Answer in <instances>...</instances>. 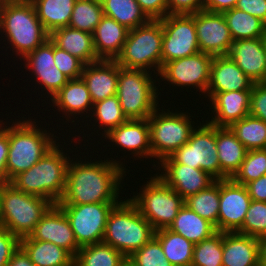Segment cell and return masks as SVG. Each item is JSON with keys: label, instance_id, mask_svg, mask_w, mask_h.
Segmentation results:
<instances>
[{"label": "cell", "instance_id": "484cf974", "mask_svg": "<svg viewBox=\"0 0 266 266\" xmlns=\"http://www.w3.org/2000/svg\"><path fill=\"white\" fill-rule=\"evenodd\" d=\"M223 266H260L259 238L223 232Z\"/></svg>", "mask_w": 266, "mask_h": 266}, {"label": "cell", "instance_id": "d590c367", "mask_svg": "<svg viewBox=\"0 0 266 266\" xmlns=\"http://www.w3.org/2000/svg\"><path fill=\"white\" fill-rule=\"evenodd\" d=\"M101 4L105 16L113 18L129 30L150 20L136 0H101Z\"/></svg>", "mask_w": 266, "mask_h": 266}, {"label": "cell", "instance_id": "ab89813d", "mask_svg": "<svg viewBox=\"0 0 266 266\" xmlns=\"http://www.w3.org/2000/svg\"><path fill=\"white\" fill-rule=\"evenodd\" d=\"M103 16L101 0H76L69 27L93 34Z\"/></svg>", "mask_w": 266, "mask_h": 266}, {"label": "cell", "instance_id": "816d5d0a", "mask_svg": "<svg viewBox=\"0 0 266 266\" xmlns=\"http://www.w3.org/2000/svg\"><path fill=\"white\" fill-rule=\"evenodd\" d=\"M235 8L258 18L266 25V0H238Z\"/></svg>", "mask_w": 266, "mask_h": 266}, {"label": "cell", "instance_id": "7dc6e473", "mask_svg": "<svg viewBox=\"0 0 266 266\" xmlns=\"http://www.w3.org/2000/svg\"><path fill=\"white\" fill-rule=\"evenodd\" d=\"M19 246L20 239L0 225V266H7Z\"/></svg>", "mask_w": 266, "mask_h": 266}, {"label": "cell", "instance_id": "9a60e30c", "mask_svg": "<svg viewBox=\"0 0 266 266\" xmlns=\"http://www.w3.org/2000/svg\"><path fill=\"white\" fill-rule=\"evenodd\" d=\"M199 50L211 56L228 55L234 42L223 13L200 10L194 13Z\"/></svg>", "mask_w": 266, "mask_h": 266}, {"label": "cell", "instance_id": "f907efd6", "mask_svg": "<svg viewBox=\"0 0 266 266\" xmlns=\"http://www.w3.org/2000/svg\"><path fill=\"white\" fill-rule=\"evenodd\" d=\"M168 14H193L203 10L204 0H167Z\"/></svg>", "mask_w": 266, "mask_h": 266}, {"label": "cell", "instance_id": "e0dca14e", "mask_svg": "<svg viewBox=\"0 0 266 266\" xmlns=\"http://www.w3.org/2000/svg\"><path fill=\"white\" fill-rule=\"evenodd\" d=\"M251 198L245 185L231 178L220 180L218 231L237 232L242 226Z\"/></svg>", "mask_w": 266, "mask_h": 266}, {"label": "cell", "instance_id": "4316f807", "mask_svg": "<svg viewBox=\"0 0 266 266\" xmlns=\"http://www.w3.org/2000/svg\"><path fill=\"white\" fill-rule=\"evenodd\" d=\"M129 29L113 18L103 16L93 33L95 52L100 60H116L122 52Z\"/></svg>", "mask_w": 266, "mask_h": 266}, {"label": "cell", "instance_id": "83f0119b", "mask_svg": "<svg viewBox=\"0 0 266 266\" xmlns=\"http://www.w3.org/2000/svg\"><path fill=\"white\" fill-rule=\"evenodd\" d=\"M49 39L62 50L80 59L85 65L98 62L93 34L78 29L61 27L49 34Z\"/></svg>", "mask_w": 266, "mask_h": 266}, {"label": "cell", "instance_id": "8fae6325", "mask_svg": "<svg viewBox=\"0 0 266 266\" xmlns=\"http://www.w3.org/2000/svg\"><path fill=\"white\" fill-rule=\"evenodd\" d=\"M202 124V125H201ZM153 168L156 163H179L193 168L202 169L215 180H220V162L216 147V126L202 120L190 136L189 141L161 162L151 161Z\"/></svg>", "mask_w": 266, "mask_h": 266}, {"label": "cell", "instance_id": "74e56055", "mask_svg": "<svg viewBox=\"0 0 266 266\" xmlns=\"http://www.w3.org/2000/svg\"><path fill=\"white\" fill-rule=\"evenodd\" d=\"M125 259L109 244L99 242L82 246L74 257V266H120Z\"/></svg>", "mask_w": 266, "mask_h": 266}, {"label": "cell", "instance_id": "ee69618b", "mask_svg": "<svg viewBox=\"0 0 266 266\" xmlns=\"http://www.w3.org/2000/svg\"><path fill=\"white\" fill-rule=\"evenodd\" d=\"M137 266H173L165 257L160 242L153 237L130 257Z\"/></svg>", "mask_w": 266, "mask_h": 266}, {"label": "cell", "instance_id": "8d00e7d4", "mask_svg": "<svg viewBox=\"0 0 266 266\" xmlns=\"http://www.w3.org/2000/svg\"><path fill=\"white\" fill-rule=\"evenodd\" d=\"M223 15L234 41L266 37V25L258 18L235 7Z\"/></svg>", "mask_w": 266, "mask_h": 266}, {"label": "cell", "instance_id": "e575fe53", "mask_svg": "<svg viewBox=\"0 0 266 266\" xmlns=\"http://www.w3.org/2000/svg\"><path fill=\"white\" fill-rule=\"evenodd\" d=\"M185 205L200 217L212 223L218 231L220 180H215L206 189L187 197Z\"/></svg>", "mask_w": 266, "mask_h": 266}, {"label": "cell", "instance_id": "4dcf8cb0", "mask_svg": "<svg viewBox=\"0 0 266 266\" xmlns=\"http://www.w3.org/2000/svg\"><path fill=\"white\" fill-rule=\"evenodd\" d=\"M193 244L200 243L217 232L216 227L184 205L168 227Z\"/></svg>", "mask_w": 266, "mask_h": 266}, {"label": "cell", "instance_id": "7402d4cb", "mask_svg": "<svg viewBox=\"0 0 266 266\" xmlns=\"http://www.w3.org/2000/svg\"><path fill=\"white\" fill-rule=\"evenodd\" d=\"M49 101H51L49 103L53 104L52 107L58 108L59 115L61 114L60 111L62 112L68 121V125L69 123H74L79 116L81 118L86 116V119L90 117L94 104L88 87L81 77L70 79Z\"/></svg>", "mask_w": 266, "mask_h": 266}, {"label": "cell", "instance_id": "5bb4252c", "mask_svg": "<svg viewBox=\"0 0 266 266\" xmlns=\"http://www.w3.org/2000/svg\"><path fill=\"white\" fill-rule=\"evenodd\" d=\"M214 56L198 52L192 56L165 63L159 73V82H168L173 87L198 89L202 95L207 92L210 82L211 64ZM161 78V80H160Z\"/></svg>", "mask_w": 266, "mask_h": 266}, {"label": "cell", "instance_id": "681fc988", "mask_svg": "<svg viewBox=\"0 0 266 266\" xmlns=\"http://www.w3.org/2000/svg\"><path fill=\"white\" fill-rule=\"evenodd\" d=\"M7 125H8L7 121L6 123L5 121L3 123V120H0V185L7 183L6 164L9 152Z\"/></svg>", "mask_w": 266, "mask_h": 266}, {"label": "cell", "instance_id": "9c48e42d", "mask_svg": "<svg viewBox=\"0 0 266 266\" xmlns=\"http://www.w3.org/2000/svg\"><path fill=\"white\" fill-rule=\"evenodd\" d=\"M144 182L141 191L133 192L129 200L155 230L168 228L177 217L185 200L169 187L156 173Z\"/></svg>", "mask_w": 266, "mask_h": 266}, {"label": "cell", "instance_id": "3957f363", "mask_svg": "<svg viewBox=\"0 0 266 266\" xmlns=\"http://www.w3.org/2000/svg\"><path fill=\"white\" fill-rule=\"evenodd\" d=\"M59 143L61 142H57L36 164L15 176L9 183L18 190L43 197L56 205L64 195L69 154L74 152L70 148L63 151V146Z\"/></svg>", "mask_w": 266, "mask_h": 266}, {"label": "cell", "instance_id": "f6af8a7d", "mask_svg": "<svg viewBox=\"0 0 266 266\" xmlns=\"http://www.w3.org/2000/svg\"><path fill=\"white\" fill-rule=\"evenodd\" d=\"M53 57L56 67L69 79H77L82 75L84 63L53 43Z\"/></svg>", "mask_w": 266, "mask_h": 266}, {"label": "cell", "instance_id": "6da1fadb", "mask_svg": "<svg viewBox=\"0 0 266 266\" xmlns=\"http://www.w3.org/2000/svg\"><path fill=\"white\" fill-rule=\"evenodd\" d=\"M105 157L96 161L86 158L88 161L85 159L84 162L78 158L75 161L74 158L70 159L65 192L57 205L120 203L122 198L119 192L123 189L122 183L128 168L115 157L106 160Z\"/></svg>", "mask_w": 266, "mask_h": 266}, {"label": "cell", "instance_id": "277c9868", "mask_svg": "<svg viewBox=\"0 0 266 266\" xmlns=\"http://www.w3.org/2000/svg\"><path fill=\"white\" fill-rule=\"evenodd\" d=\"M24 116L26 115H23L21 120L15 119L11 126V122L8 121L7 183L31 168L57 143L55 138L58 137L49 131V126L47 131L45 127L42 128L41 125L39 127V124H36L37 119L32 121L31 117L26 119Z\"/></svg>", "mask_w": 266, "mask_h": 266}, {"label": "cell", "instance_id": "52a82bcc", "mask_svg": "<svg viewBox=\"0 0 266 266\" xmlns=\"http://www.w3.org/2000/svg\"><path fill=\"white\" fill-rule=\"evenodd\" d=\"M152 77V71L120 66L116 95L127 119H147L160 106V83Z\"/></svg>", "mask_w": 266, "mask_h": 266}, {"label": "cell", "instance_id": "bcb514c9", "mask_svg": "<svg viewBox=\"0 0 266 266\" xmlns=\"http://www.w3.org/2000/svg\"><path fill=\"white\" fill-rule=\"evenodd\" d=\"M249 114L266 122V82L253 84Z\"/></svg>", "mask_w": 266, "mask_h": 266}, {"label": "cell", "instance_id": "d6986e66", "mask_svg": "<svg viewBox=\"0 0 266 266\" xmlns=\"http://www.w3.org/2000/svg\"><path fill=\"white\" fill-rule=\"evenodd\" d=\"M104 138L106 141L108 139L110 144L114 143V147L118 149L121 147L119 152L124 149H126L124 152H131L128 154L134 157L133 160L152 158L148 118L128 119L125 123L111 130Z\"/></svg>", "mask_w": 266, "mask_h": 266}, {"label": "cell", "instance_id": "f35d334b", "mask_svg": "<svg viewBox=\"0 0 266 266\" xmlns=\"http://www.w3.org/2000/svg\"><path fill=\"white\" fill-rule=\"evenodd\" d=\"M229 128L248 151L266 149V122L263 120L249 114Z\"/></svg>", "mask_w": 266, "mask_h": 266}, {"label": "cell", "instance_id": "2e32d148", "mask_svg": "<svg viewBox=\"0 0 266 266\" xmlns=\"http://www.w3.org/2000/svg\"><path fill=\"white\" fill-rule=\"evenodd\" d=\"M25 69L31 72L33 76L30 78L35 81V85H38L43 90L46 91L47 98H52L70 79L65 76L55 65L53 57V42L47 39L42 45L38 46L34 51L28 53L21 61ZM26 66V67H25ZM31 70V71H30ZM50 93V95H49ZM50 96V97H49Z\"/></svg>", "mask_w": 266, "mask_h": 266}, {"label": "cell", "instance_id": "7c38bea8", "mask_svg": "<svg viewBox=\"0 0 266 266\" xmlns=\"http://www.w3.org/2000/svg\"><path fill=\"white\" fill-rule=\"evenodd\" d=\"M160 21L163 33L162 66L167 62L200 52L194 13L168 14Z\"/></svg>", "mask_w": 266, "mask_h": 266}, {"label": "cell", "instance_id": "7bdbcfd3", "mask_svg": "<svg viewBox=\"0 0 266 266\" xmlns=\"http://www.w3.org/2000/svg\"><path fill=\"white\" fill-rule=\"evenodd\" d=\"M237 233L256 238L266 235V202L251 200L243 226Z\"/></svg>", "mask_w": 266, "mask_h": 266}, {"label": "cell", "instance_id": "4fadbf2b", "mask_svg": "<svg viewBox=\"0 0 266 266\" xmlns=\"http://www.w3.org/2000/svg\"><path fill=\"white\" fill-rule=\"evenodd\" d=\"M118 203L58 205L70 221L77 244L102 242L110 212Z\"/></svg>", "mask_w": 266, "mask_h": 266}, {"label": "cell", "instance_id": "603a6c76", "mask_svg": "<svg viewBox=\"0 0 266 266\" xmlns=\"http://www.w3.org/2000/svg\"><path fill=\"white\" fill-rule=\"evenodd\" d=\"M251 90H238L216 93L210 100L211 121L216 127H230L233 123L243 119L250 112ZM212 102V103H211Z\"/></svg>", "mask_w": 266, "mask_h": 266}, {"label": "cell", "instance_id": "f1b7e54d", "mask_svg": "<svg viewBox=\"0 0 266 266\" xmlns=\"http://www.w3.org/2000/svg\"><path fill=\"white\" fill-rule=\"evenodd\" d=\"M216 147L220 180L230 179L239 170L248 150L229 127H216Z\"/></svg>", "mask_w": 266, "mask_h": 266}, {"label": "cell", "instance_id": "11a10c76", "mask_svg": "<svg viewBox=\"0 0 266 266\" xmlns=\"http://www.w3.org/2000/svg\"><path fill=\"white\" fill-rule=\"evenodd\" d=\"M7 266H35V264L30 260L24 249L19 246L13 253V256L9 260Z\"/></svg>", "mask_w": 266, "mask_h": 266}, {"label": "cell", "instance_id": "680465c9", "mask_svg": "<svg viewBox=\"0 0 266 266\" xmlns=\"http://www.w3.org/2000/svg\"><path fill=\"white\" fill-rule=\"evenodd\" d=\"M265 55H266V37H265Z\"/></svg>", "mask_w": 266, "mask_h": 266}, {"label": "cell", "instance_id": "d4e9b609", "mask_svg": "<svg viewBox=\"0 0 266 266\" xmlns=\"http://www.w3.org/2000/svg\"><path fill=\"white\" fill-rule=\"evenodd\" d=\"M120 65L115 60H100L86 64L81 78L90 92L93 103L117 94Z\"/></svg>", "mask_w": 266, "mask_h": 266}, {"label": "cell", "instance_id": "6f0895ef", "mask_svg": "<svg viewBox=\"0 0 266 266\" xmlns=\"http://www.w3.org/2000/svg\"><path fill=\"white\" fill-rule=\"evenodd\" d=\"M120 266H137L131 259L126 258Z\"/></svg>", "mask_w": 266, "mask_h": 266}, {"label": "cell", "instance_id": "5b68a950", "mask_svg": "<svg viewBox=\"0 0 266 266\" xmlns=\"http://www.w3.org/2000/svg\"><path fill=\"white\" fill-rule=\"evenodd\" d=\"M123 200L110 212L102 242L129 258L155 236L156 230L129 198Z\"/></svg>", "mask_w": 266, "mask_h": 266}, {"label": "cell", "instance_id": "f546056e", "mask_svg": "<svg viewBox=\"0 0 266 266\" xmlns=\"http://www.w3.org/2000/svg\"><path fill=\"white\" fill-rule=\"evenodd\" d=\"M20 246L35 266H73L74 257L65 249L47 241H37L29 236L20 239Z\"/></svg>", "mask_w": 266, "mask_h": 266}, {"label": "cell", "instance_id": "44dd1931", "mask_svg": "<svg viewBox=\"0 0 266 266\" xmlns=\"http://www.w3.org/2000/svg\"><path fill=\"white\" fill-rule=\"evenodd\" d=\"M228 56L254 83L266 82L265 37L234 41Z\"/></svg>", "mask_w": 266, "mask_h": 266}, {"label": "cell", "instance_id": "f5cc1de1", "mask_svg": "<svg viewBox=\"0 0 266 266\" xmlns=\"http://www.w3.org/2000/svg\"><path fill=\"white\" fill-rule=\"evenodd\" d=\"M245 186L251 200L266 202V175L247 183Z\"/></svg>", "mask_w": 266, "mask_h": 266}, {"label": "cell", "instance_id": "1f68e13d", "mask_svg": "<svg viewBox=\"0 0 266 266\" xmlns=\"http://www.w3.org/2000/svg\"><path fill=\"white\" fill-rule=\"evenodd\" d=\"M44 29L53 30L69 26L76 0H30Z\"/></svg>", "mask_w": 266, "mask_h": 266}, {"label": "cell", "instance_id": "ac0fdd59", "mask_svg": "<svg viewBox=\"0 0 266 266\" xmlns=\"http://www.w3.org/2000/svg\"><path fill=\"white\" fill-rule=\"evenodd\" d=\"M29 237L37 241L54 243L67 250L73 257L81 248L76 242L69 219L57 204L47 211Z\"/></svg>", "mask_w": 266, "mask_h": 266}, {"label": "cell", "instance_id": "d6a6232c", "mask_svg": "<svg viewBox=\"0 0 266 266\" xmlns=\"http://www.w3.org/2000/svg\"><path fill=\"white\" fill-rule=\"evenodd\" d=\"M154 237L160 242L165 257L173 266H191L194 248L191 241L168 228L156 230Z\"/></svg>", "mask_w": 266, "mask_h": 266}, {"label": "cell", "instance_id": "c3c4849f", "mask_svg": "<svg viewBox=\"0 0 266 266\" xmlns=\"http://www.w3.org/2000/svg\"><path fill=\"white\" fill-rule=\"evenodd\" d=\"M150 20H160L168 15L167 0H136Z\"/></svg>", "mask_w": 266, "mask_h": 266}, {"label": "cell", "instance_id": "cb8c5ba5", "mask_svg": "<svg viewBox=\"0 0 266 266\" xmlns=\"http://www.w3.org/2000/svg\"><path fill=\"white\" fill-rule=\"evenodd\" d=\"M254 82L228 56H215L210 71V82L204 97L211 99L216 93L251 90Z\"/></svg>", "mask_w": 266, "mask_h": 266}, {"label": "cell", "instance_id": "30bf717a", "mask_svg": "<svg viewBox=\"0 0 266 266\" xmlns=\"http://www.w3.org/2000/svg\"><path fill=\"white\" fill-rule=\"evenodd\" d=\"M161 108L158 106L148 118L152 158L160 162L186 144L197 127L189 112Z\"/></svg>", "mask_w": 266, "mask_h": 266}, {"label": "cell", "instance_id": "7a4b0ae2", "mask_svg": "<svg viewBox=\"0 0 266 266\" xmlns=\"http://www.w3.org/2000/svg\"><path fill=\"white\" fill-rule=\"evenodd\" d=\"M0 33L20 60L49 39L30 0H0Z\"/></svg>", "mask_w": 266, "mask_h": 266}, {"label": "cell", "instance_id": "b9f144b4", "mask_svg": "<svg viewBox=\"0 0 266 266\" xmlns=\"http://www.w3.org/2000/svg\"><path fill=\"white\" fill-rule=\"evenodd\" d=\"M266 175V149L247 151L239 170L231 178L235 183H247Z\"/></svg>", "mask_w": 266, "mask_h": 266}, {"label": "cell", "instance_id": "ffe728a7", "mask_svg": "<svg viewBox=\"0 0 266 266\" xmlns=\"http://www.w3.org/2000/svg\"><path fill=\"white\" fill-rule=\"evenodd\" d=\"M159 166V167H158ZM156 174L184 200L210 186L215 179L202 169L179 163H158ZM163 171H161L160 169Z\"/></svg>", "mask_w": 266, "mask_h": 266}, {"label": "cell", "instance_id": "60d3db41", "mask_svg": "<svg viewBox=\"0 0 266 266\" xmlns=\"http://www.w3.org/2000/svg\"><path fill=\"white\" fill-rule=\"evenodd\" d=\"M223 232L217 231L211 237L194 244L191 266H223Z\"/></svg>", "mask_w": 266, "mask_h": 266}, {"label": "cell", "instance_id": "9f6ffc18", "mask_svg": "<svg viewBox=\"0 0 266 266\" xmlns=\"http://www.w3.org/2000/svg\"><path fill=\"white\" fill-rule=\"evenodd\" d=\"M260 266H266V235L259 238Z\"/></svg>", "mask_w": 266, "mask_h": 266}, {"label": "cell", "instance_id": "db71d44e", "mask_svg": "<svg viewBox=\"0 0 266 266\" xmlns=\"http://www.w3.org/2000/svg\"><path fill=\"white\" fill-rule=\"evenodd\" d=\"M238 0H204L203 10L214 13H223L235 7Z\"/></svg>", "mask_w": 266, "mask_h": 266}, {"label": "cell", "instance_id": "836d02e7", "mask_svg": "<svg viewBox=\"0 0 266 266\" xmlns=\"http://www.w3.org/2000/svg\"><path fill=\"white\" fill-rule=\"evenodd\" d=\"M91 114L92 115H90L91 117L89 121L91 125L93 124L91 120H93V122L95 123L92 125V129L95 125L97 126H95L94 130L92 131H95L96 128H99L96 133L98 134V136L102 135L101 139L99 140H102L103 136L107 135L111 130L115 129L128 120L122 111L117 95L94 103ZM100 128L101 130H104L102 131L104 135H99L98 131H101Z\"/></svg>", "mask_w": 266, "mask_h": 266}, {"label": "cell", "instance_id": "8992f818", "mask_svg": "<svg viewBox=\"0 0 266 266\" xmlns=\"http://www.w3.org/2000/svg\"><path fill=\"white\" fill-rule=\"evenodd\" d=\"M53 205L51 201L27 194L10 183L0 185V225L19 239L30 236Z\"/></svg>", "mask_w": 266, "mask_h": 266}, {"label": "cell", "instance_id": "ba28073f", "mask_svg": "<svg viewBox=\"0 0 266 266\" xmlns=\"http://www.w3.org/2000/svg\"><path fill=\"white\" fill-rule=\"evenodd\" d=\"M162 41L161 21L149 20L129 30L122 52L115 61L121 67L148 72L152 70L153 75L158 76L162 69Z\"/></svg>", "mask_w": 266, "mask_h": 266}]
</instances>
